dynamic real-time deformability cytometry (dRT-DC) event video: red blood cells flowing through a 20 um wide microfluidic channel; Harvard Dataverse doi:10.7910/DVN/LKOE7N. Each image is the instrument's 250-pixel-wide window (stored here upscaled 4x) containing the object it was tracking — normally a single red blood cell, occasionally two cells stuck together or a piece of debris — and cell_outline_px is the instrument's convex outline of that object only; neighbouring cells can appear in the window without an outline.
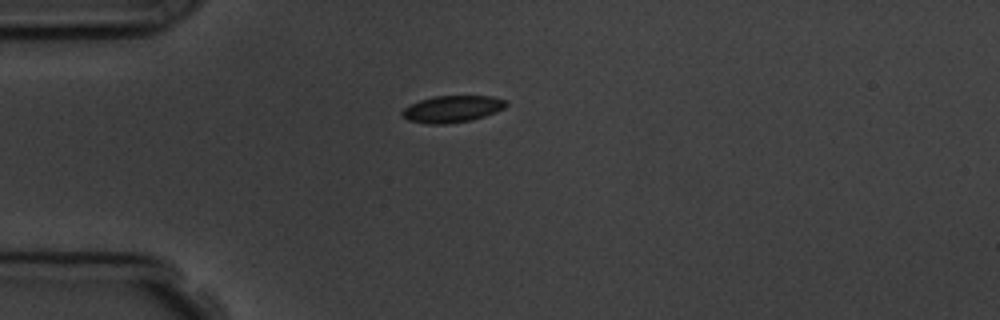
{"species": "common noctule bat (a hibernating species)", "species_latin": "Nyctalus noctula", "temperature_condition": "room temperature", "stored_images_in_passage": 2, "camera_frame_rate_fps": 3000, "um_per_image_px": 0.085, "animal": {"sex": "male", "body_mass_g": 19.5, "forearm_length_mm": 54.6}, "frame": {"image": 1, "passage_image": 1, "time_ms": 0.0, "image_size_px": [1000, 320], "cell_outline_px": [[508, 104], [504, 108], [496, 112], [472, 120], [448, 124], [428, 124], [408, 120], [400, 112], [404, 108], [420, 100], [432, 96], [492, 96], [508, 100]], "centroid_in_image_um": [38.47, 9.26], "position_along_channel_um": 46.5, "area_um2": 16.3}}
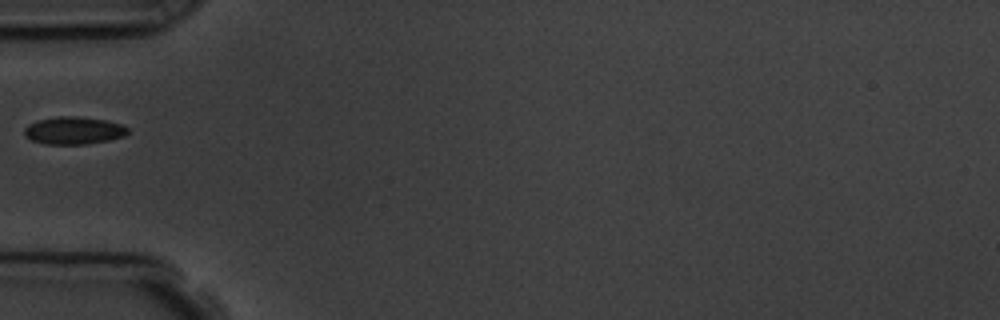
{"frame": {"image": 2, "passage_image": 2, "time_ms": 1.333, "image_size_px": [1000, 320], "cell_outline_px": [[128, 132], [124, 136], [108, 140], [88, 144], [44, 144], [32, 140], [24, 136], [24, 128], [28, 124], [40, 120], [56, 116], [76, 116], [104, 120], [124, 124], [128, 128]], "centroid_in_image_um": [6.26, 11.09], "position_along_channel_um": 78.7, "area_um2": 16.65}}